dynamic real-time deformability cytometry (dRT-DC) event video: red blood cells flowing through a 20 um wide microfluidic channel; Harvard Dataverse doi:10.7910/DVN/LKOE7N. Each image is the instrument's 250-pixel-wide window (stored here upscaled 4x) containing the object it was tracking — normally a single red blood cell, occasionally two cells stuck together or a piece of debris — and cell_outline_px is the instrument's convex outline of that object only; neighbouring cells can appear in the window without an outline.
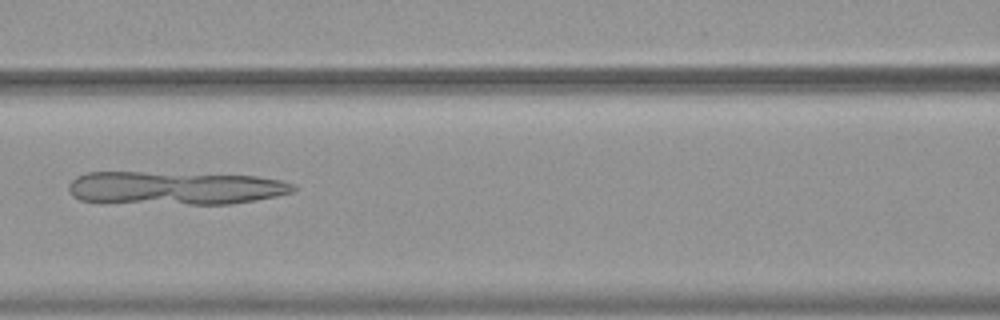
{"species": "common noctule bat (a hibernating species)", "species_latin": "Nyctalus noctula", "temperature_condition": "warm", "stored_images_in_passage": 54, "camera_frame_rate_fps": 3000, "um_per_image_px": 0.085, "animal": {"sex": "female", "body_mass_g": 19.9}, "frame": {"image": 1, "passage_image": 25, "time_ms": 8.0, "image_size_px": [1000, 320], "cell_outline_px": [[296, 188], [292, 192], [276, 196], [256, 200], [228, 204], [188, 204], [80, 200], [72, 196], [68, 188], [68, 184], [76, 176], [88, 172], [144, 172], [256, 176], [280, 180], [292, 184]], "centroid_in_image_um": [14.87, 15.97], "position_along_channel_um": 151.7, "area_um2": 43.06}}
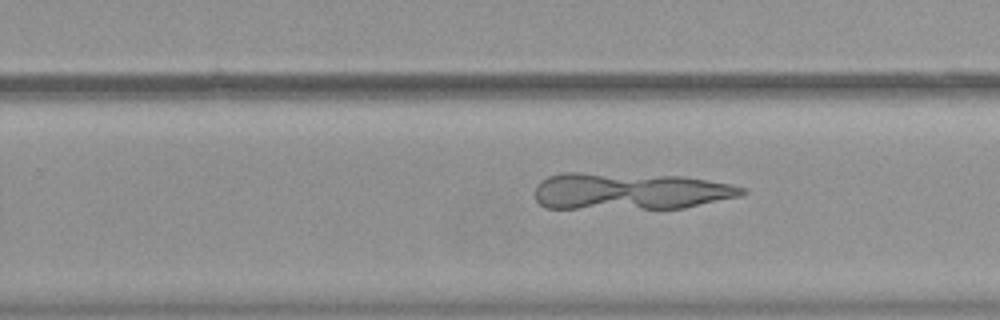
{"frame": {"image": 2, "passage_image": 35, "time_ms": 11.333, "image_size_px": [1000, 320], "cell_outline_px": [[748, 192], [740, 196], [684, 208], [544, 208], [536, 200], [536, 184], [540, 180], [548, 176], [560, 172], [580, 172], [684, 176], [732, 184], [744, 188]], "centroid_in_image_um": [53.53, 16.24], "position_along_channel_um": 276.3, "area_um2": 44.85}}
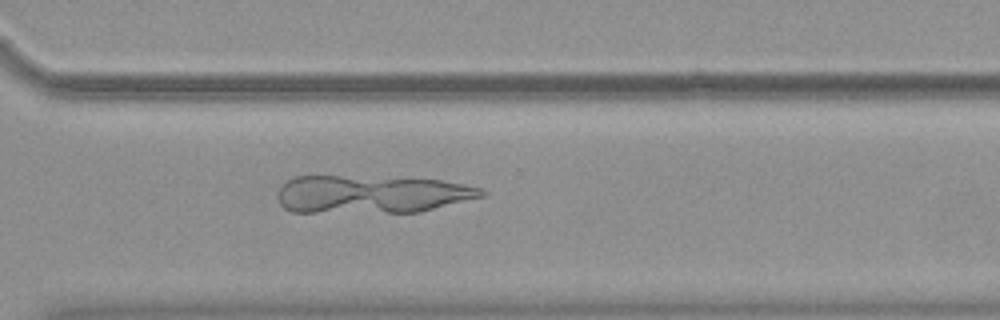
{"frame": {"image": 3, "passage_image": 40, "time_ms": 13.0, "image_size_px": [1000, 320], "cell_outline_px": [[488, 192], [484, 196], [420, 212], [292, 212], [284, 208], [280, 204], [276, 196], [280, 188], [288, 180], [296, 176], [340, 176], [440, 180], [464, 184], [484, 188]], "centroid_in_image_um": [31.58, 16.52], "position_along_channel_um": 339.0, "area_um2": 44.91}}